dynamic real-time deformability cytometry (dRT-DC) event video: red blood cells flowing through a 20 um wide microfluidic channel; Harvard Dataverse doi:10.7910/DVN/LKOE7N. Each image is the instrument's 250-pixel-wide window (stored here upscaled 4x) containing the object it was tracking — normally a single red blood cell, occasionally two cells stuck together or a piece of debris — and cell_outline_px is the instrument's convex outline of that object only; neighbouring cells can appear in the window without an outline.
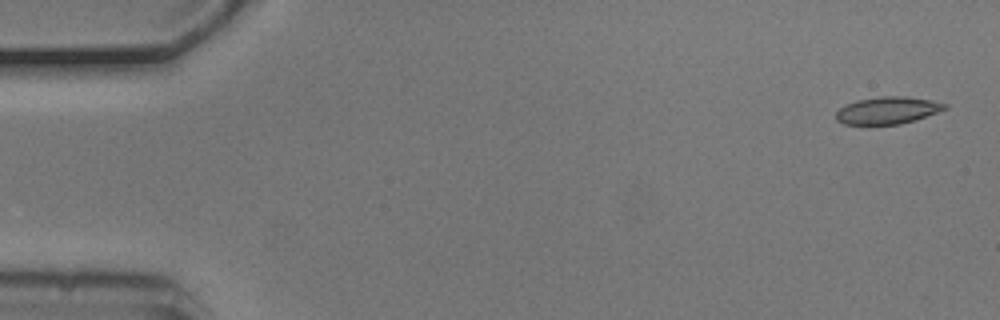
{"species": "common noctule bat (a hibernating species)", "species_latin": "Nyctalus noctula", "temperature_condition": "cold", "stored_images_in_passage": 5, "camera_frame_rate_fps": 3000, "um_per_image_px": 0.085, "animal": {"sex": "male", "body_mass_g": 20.5, "forearm_length_mm": 52.5}, "frame": {"image": 1, "passage_image": 1, "time_ms": 0.0, "image_size_px": [1000, 320], "cell_outline_px": [[948, 108], [916, 120], [900, 124], [844, 124], [836, 120], [836, 112], [840, 108], [856, 100], [880, 96], [908, 96], [932, 100], [948, 104]], "centroid_in_image_um": [75.48, 9.37], "position_along_channel_um": 9.5, "area_um2": 17.28}}
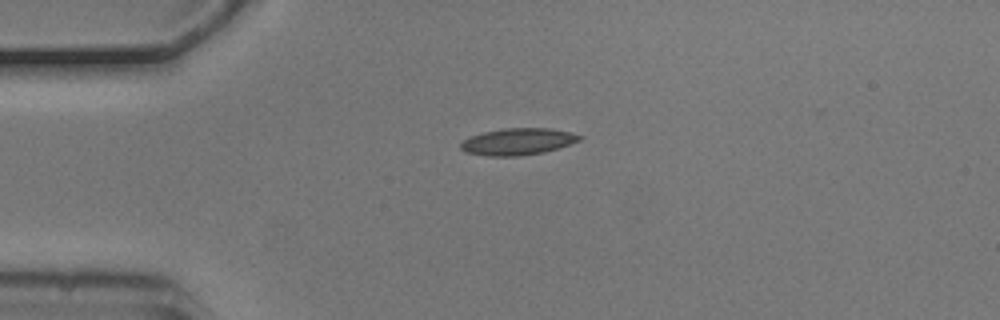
{"frame": {"image": 2, "passage_image": 4, "time_ms": 1.0, "image_size_px": [1000, 320], "cell_outline_px": [[584, 136], [580, 140], [544, 152], [520, 156], [488, 156], [464, 152], [460, 148], [460, 144], [464, 140], [472, 136], [484, 132], [504, 128], [548, 128], [572, 132]], "centroid_in_image_um": [44.01, 12.03], "position_along_channel_um": 41.0, "area_um2": 18.44}}